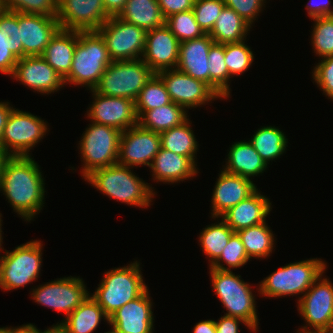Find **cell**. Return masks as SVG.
<instances>
[{
	"instance_id": "cell-53",
	"label": "cell",
	"mask_w": 333,
	"mask_h": 333,
	"mask_svg": "<svg viewBox=\"0 0 333 333\" xmlns=\"http://www.w3.org/2000/svg\"><path fill=\"white\" fill-rule=\"evenodd\" d=\"M193 333H216L215 320H201L194 326Z\"/></svg>"
},
{
	"instance_id": "cell-7",
	"label": "cell",
	"mask_w": 333,
	"mask_h": 333,
	"mask_svg": "<svg viewBox=\"0 0 333 333\" xmlns=\"http://www.w3.org/2000/svg\"><path fill=\"white\" fill-rule=\"evenodd\" d=\"M154 74L141 58L112 61L93 90L100 95L136 101L140 91Z\"/></svg>"
},
{
	"instance_id": "cell-16",
	"label": "cell",
	"mask_w": 333,
	"mask_h": 333,
	"mask_svg": "<svg viewBox=\"0 0 333 333\" xmlns=\"http://www.w3.org/2000/svg\"><path fill=\"white\" fill-rule=\"evenodd\" d=\"M110 17L103 0H58L60 28L72 31H96Z\"/></svg>"
},
{
	"instance_id": "cell-9",
	"label": "cell",
	"mask_w": 333,
	"mask_h": 333,
	"mask_svg": "<svg viewBox=\"0 0 333 333\" xmlns=\"http://www.w3.org/2000/svg\"><path fill=\"white\" fill-rule=\"evenodd\" d=\"M79 141L82 156V176L85 178L98 168L117 164L121 131L107 125L92 122Z\"/></svg>"
},
{
	"instance_id": "cell-22",
	"label": "cell",
	"mask_w": 333,
	"mask_h": 333,
	"mask_svg": "<svg viewBox=\"0 0 333 333\" xmlns=\"http://www.w3.org/2000/svg\"><path fill=\"white\" fill-rule=\"evenodd\" d=\"M212 193L211 218L218 219L225 212L252 195L258 188L251 179L221 170Z\"/></svg>"
},
{
	"instance_id": "cell-61",
	"label": "cell",
	"mask_w": 333,
	"mask_h": 333,
	"mask_svg": "<svg viewBox=\"0 0 333 333\" xmlns=\"http://www.w3.org/2000/svg\"><path fill=\"white\" fill-rule=\"evenodd\" d=\"M58 333H67V332L64 331V330L58 325Z\"/></svg>"
},
{
	"instance_id": "cell-34",
	"label": "cell",
	"mask_w": 333,
	"mask_h": 333,
	"mask_svg": "<svg viewBox=\"0 0 333 333\" xmlns=\"http://www.w3.org/2000/svg\"><path fill=\"white\" fill-rule=\"evenodd\" d=\"M236 233L239 235L250 259L252 257L255 259L269 257L274 249V234L272 229L268 227V223L266 224V221L241 229Z\"/></svg>"
},
{
	"instance_id": "cell-37",
	"label": "cell",
	"mask_w": 333,
	"mask_h": 333,
	"mask_svg": "<svg viewBox=\"0 0 333 333\" xmlns=\"http://www.w3.org/2000/svg\"><path fill=\"white\" fill-rule=\"evenodd\" d=\"M172 103L162 79L154 74L140 91L136 101V111H149Z\"/></svg>"
},
{
	"instance_id": "cell-40",
	"label": "cell",
	"mask_w": 333,
	"mask_h": 333,
	"mask_svg": "<svg viewBox=\"0 0 333 333\" xmlns=\"http://www.w3.org/2000/svg\"><path fill=\"white\" fill-rule=\"evenodd\" d=\"M312 47L321 58L333 55V16L312 19Z\"/></svg>"
},
{
	"instance_id": "cell-29",
	"label": "cell",
	"mask_w": 333,
	"mask_h": 333,
	"mask_svg": "<svg viewBox=\"0 0 333 333\" xmlns=\"http://www.w3.org/2000/svg\"><path fill=\"white\" fill-rule=\"evenodd\" d=\"M186 110L172 102L149 111H136V114L141 127L160 134L184 123L189 117Z\"/></svg>"
},
{
	"instance_id": "cell-12",
	"label": "cell",
	"mask_w": 333,
	"mask_h": 333,
	"mask_svg": "<svg viewBox=\"0 0 333 333\" xmlns=\"http://www.w3.org/2000/svg\"><path fill=\"white\" fill-rule=\"evenodd\" d=\"M82 278L63 277L33 288L35 303L70 315L89 295Z\"/></svg>"
},
{
	"instance_id": "cell-13",
	"label": "cell",
	"mask_w": 333,
	"mask_h": 333,
	"mask_svg": "<svg viewBox=\"0 0 333 333\" xmlns=\"http://www.w3.org/2000/svg\"><path fill=\"white\" fill-rule=\"evenodd\" d=\"M323 276L297 300L299 314L307 324L301 329L333 327V283Z\"/></svg>"
},
{
	"instance_id": "cell-26",
	"label": "cell",
	"mask_w": 333,
	"mask_h": 333,
	"mask_svg": "<svg viewBox=\"0 0 333 333\" xmlns=\"http://www.w3.org/2000/svg\"><path fill=\"white\" fill-rule=\"evenodd\" d=\"M223 170L248 179L262 174L267 164L249 141H238L231 145Z\"/></svg>"
},
{
	"instance_id": "cell-11",
	"label": "cell",
	"mask_w": 333,
	"mask_h": 333,
	"mask_svg": "<svg viewBox=\"0 0 333 333\" xmlns=\"http://www.w3.org/2000/svg\"><path fill=\"white\" fill-rule=\"evenodd\" d=\"M96 31L105 41L112 61L142 58L147 33L145 29L115 16L110 17Z\"/></svg>"
},
{
	"instance_id": "cell-55",
	"label": "cell",
	"mask_w": 333,
	"mask_h": 333,
	"mask_svg": "<svg viewBox=\"0 0 333 333\" xmlns=\"http://www.w3.org/2000/svg\"><path fill=\"white\" fill-rule=\"evenodd\" d=\"M298 333H333V327L331 328H318V329H299Z\"/></svg>"
},
{
	"instance_id": "cell-49",
	"label": "cell",
	"mask_w": 333,
	"mask_h": 333,
	"mask_svg": "<svg viewBox=\"0 0 333 333\" xmlns=\"http://www.w3.org/2000/svg\"><path fill=\"white\" fill-rule=\"evenodd\" d=\"M331 0H309L306 10L311 19L333 16V7Z\"/></svg>"
},
{
	"instance_id": "cell-31",
	"label": "cell",
	"mask_w": 333,
	"mask_h": 333,
	"mask_svg": "<svg viewBox=\"0 0 333 333\" xmlns=\"http://www.w3.org/2000/svg\"><path fill=\"white\" fill-rule=\"evenodd\" d=\"M252 28L236 11L224 7L209 36L214 43H238L246 40V34Z\"/></svg>"
},
{
	"instance_id": "cell-57",
	"label": "cell",
	"mask_w": 333,
	"mask_h": 333,
	"mask_svg": "<svg viewBox=\"0 0 333 333\" xmlns=\"http://www.w3.org/2000/svg\"><path fill=\"white\" fill-rule=\"evenodd\" d=\"M0 333H14V327H1Z\"/></svg>"
},
{
	"instance_id": "cell-10",
	"label": "cell",
	"mask_w": 333,
	"mask_h": 333,
	"mask_svg": "<svg viewBox=\"0 0 333 333\" xmlns=\"http://www.w3.org/2000/svg\"><path fill=\"white\" fill-rule=\"evenodd\" d=\"M15 109L4 127L1 149L8 156H30V150L49 131L48 126L46 121L37 115Z\"/></svg>"
},
{
	"instance_id": "cell-33",
	"label": "cell",
	"mask_w": 333,
	"mask_h": 333,
	"mask_svg": "<svg viewBox=\"0 0 333 333\" xmlns=\"http://www.w3.org/2000/svg\"><path fill=\"white\" fill-rule=\"evenodd\" d=\"M249 142L267 165L280 158L288 146L284 132L275 126L259 128Z\"/></svg>"
},
{
	"instance_id": "cell-18",
	"label": "cell",
	"mask_w": 333,
	"mask_h": 333,
	"mask_svg": "<svg viewBox=\"0 0 333 333\" xmlns=\"http://www.w3.org/2000/svg\"><path fill=\"white\" fill-rule=\"evenodd\" d=\"M180 41L164 24L146 33L142 60L157 74L176 69L179 60Z\"/></svg>"
},
{
	"instance_id": "cell-27",
	"label": "cell",
	"mask_w": 333,
	"mask_h": 333,
	"mask_svg": "<svg viewBox=\"0 0 333 333\" xmlns=\"http://www.w3.org/2000/svg\"><path fill=\"white\" fill-rule=\"evenodd\" d=\"M77 42L78 31L60 29L41 55L63 79L70 73Z\"/></svg>"
},
{
	"instance_id": "cell-46",
	"label": "cell",
	"mask_w": 333,
	"mask_h": 333,
	"mask_svg": "<svg viewBox=\"0 0 333 333\" xmlns=\"http://www.w3.org/2000/svg\"><path fill=\"white\" fill-rule=\"evenodd\" d=\"M225 6L236 11L250 26L265 7L266 0H223Z\"/></svg>"
},
{
	"instance_id": "cell-3",
	"label": "cell",
	"mask_w": 333,
	"mask_h": 333,
	"mask_svg": "<svg viewBox=\"0 0 333 333\" xmlns=\"http://www.w3.org/2000/svg\"><path fill=\"white\" fill-rule=\"evenodd\" d=\"M111 62L105 41L97 31H78L71 70L63 79L64 84L94 89Z\"/></svg>"
},
{
	"instance_id": "cell-15",
	"label": "cell",
	"mask_w": 333,
	"mask_h": 333,
	"mask_svg": "<svg viewBox=\"0 0 333 333\" xmlns=\"http://www.w3.org/2000/svg\"><path fill=\"white\" fill-rule=\"evenodd\" d=\"M172 102L185 109L200 107L220 97L204 82L177 69L158 72Z\"/></svg>"
},
{
	"instance_id": "cell-47",
	"label": "cell",
	"mask_w": 333,
	"mask_h": 333,
	"mask_svg": "<svg viewBox=\"0 0 333 333\" xmlns=\"http://www.w3.org/2000/svg\"><path fill=\"white\" fill-rule=\"evenodd\" d=\"M163 17L166 19L172 14L192 10L195 0H157Z\"/></svg>"
},
{
	"instance_id": "cell-17",
	"label": "cell",
	"mask_w": 333,
	"mask_h": 333,
	"mask_svg": "<svg viewBox=\"0 0 333 333\" xmlns=\"http://www.w3.org/2000/svg\"><path fill=\"white\" fill-rule=\"evenodd\" d=\"M94 98L87 110L91 122L114 127L121 132L138 124L135 101L122 97L100 95L90 89Z\"/></svg>"
},
{
	"instance_id": "cell-32",
	"label": "cell",
	"mask_w": 333,
	"mask_h": 333,
	"mask_svg": "<svg viewBox=\"0 0 333 333\" xmlns=\"http://www.w3.org/2000/svg\"><path fill=\"white\" fill-rule=\"evenodd\" d=\"M189 118L179 126L160 133L161 148L189 157L195 164L198 142L196 141Z\"/></svg>"
},
{
	"instance_id": "cell-1",
	"label": "cell",
	"mask_w": 333,
	"mask_h": 333,
	"mask_svg": "<svg viewBox=\"0 0 333 333\" xmlns=\"http://www.w3.org/2000/svg\"><path fill=\"white\" fill-rule=\"evenodd\" d=\"M32 156H9L2 168L0 191L14 212L29 222L44 206L45 184Z\"/></svg>"
},
{
	"instance_id": "cell-39",
	"label": "cell",
	"mask_w": 333,
	"mask_h": 333,
	"mask_svg": "<svg viewBox=\"0 0 333 333\" xmlns=\"http://www.w3.org/2000/svg\"><path fill=\"white\" fill-rule=\"evenodd\" d=\"M245 41L225 44L224 61L230 77L244 73L254 62L253 51L245 44Z\"/></svg>"
},
{
	"instance_id": "cell-14",
	"label": "cell",
	"mask_w": 333,
	"mask_h": 333,
	"mask_svg": "<svg viewBox=\"0 0 333 333\" xmlns=\"http://www.w3.org/2000/svg\"><path fill=\"white\" fill-rule=\"evenodd\" d=\"M160 148V134L137 124L121 133L117 163L131 168L150 167Z\"/></svg>"
},
{
	"instance_id": "cell-44",
	"label": "cell",
	"mask_w": 333,
	"mask_h": 333,
	"mask_svg": "<svg viewBox=\"0 0 333 333\" xmlns=\"http://www.w3.org/2000/svg\"><path fill=\"white\" fill-rule=\"evenodd\" d=\"M225 7L223 0H195L193 12L196 22L205 34H209L217 17Z\"/></svg>"
},
{
	"instance_id": "cell-36",
	"label": "cell",
	"mask_w": 333,
	"mask_h": 333,
	"mask_svg": "<svg viewBox=\"0 0 333 333\" xmlns=\"http://www.w3.org/2000/svg\"><path fill=\"white\" fill-rule=\"evenodd\" d=\"M199 236L202 251L210 258V266L220 257L234 231L221 219L203 228Z\"/></svg>"
},
{
	"instance_id": "cell-45",
	"label": "cell",
	"mask_w": 333,
	"mask_h": 333,
	"mask_svg": "<svg viewBox=\"0 0 333 333\" xmlns=\"http://www.w3.org/2000/svg\"><path fill=\"white\" fill-rule=\"evenodd\" d=\"M317 64L312 72V80L325 96L333 100V55L320 59Z\"/></svg>"
},
{
	"instance_id": "cell-38",
	"label": "cell",
	"mask_w": 333,
	"mask_h": 333,
	"mask_svg": "<svg viewBox=\"0 0 333 333\" xmlns=\"http://www.w3.org/2000/svg\"><path fill=\"white\" fill-rule=\"evenodd\" d=\"M165 24L180 41L192 40L205 35L196 22L193 10L172 14L165 19Z\"/></svg>"
},
{
	"instance_id": "cell-4",
	"label": "cell",
	"mask_w": 333,
	"mask_h": 333,
	"mask_svg": "<svg viewBox=\"0 0 333 333\" xmlns=\"http://www.w3.org/2000/svg\"><path fill=\"white\" fill-rule=\"evenodd\" d=\"M140 268V263L136 260L127 266L105 272L98 288L90 294L108 318L147 289Z\"/></svg>"
},
{
	"instance_id": "cell-35",
	"label": "cell",
	"mask_w": 333,
	"mask_h": 333,
	"mask_svg": "<svg viewBox=\"0 0 333 333\" xmlns=\"http://www.w3.org/2000/svg\"><path fill=\"white\" fill-rule=\"evenodd\" d=\"M225 44L213 43L208 53V67L210 74V88L223 99L230 96L231 80L224 61Z\"/></svg>"
},
{
	"instance_id": "cell-42",
	"label": "cell",
	"mask_w": 333,
	"mask_h": 333,
	"mask_svg": "<svg viewBox=\"0 0 333 333\" xmlns=\"http://www.w3.org/2000/svg\"><path fill=\"white\" fill-rule=\"evenodd\" d=\"M0 32L5 45L18 58H23V46L20 40L19 12L0 9Z\"/></svg>"
},
{
	"instance_id": "cell-43",
	"label": "cell",
	"mask_w": 333,
	"mask_h": 333,
	"mask_svg": "<svg viewBox=\"0 0 333 333\" xmlns=\"http://www.w3.org/2000/svg\"><path fill=\"white\" fill-rule=\"evenodd\" d=\"M0 8L25 14L57 16L58 0H0Z\"/></svg>"
},
{
	"instance_id": "cell-25",
	"label": "cell",
	"mask_w": 333,
	"mask_h": 333,
	"mask_svg": "<svg viewBox=\"0 0 333 333\" xmlns=\"http://www.w3.org/2000/svg\"><path fill=\"white\" fill-rule=\"evenodd\" d=\"M195 166L189 157L160 148L149 168L154 181L173 184L196 176L199 172Z\"/></svg>"
},
{
	"instance_id": "cell-59",
	"label": "cell",
	"mask_w": 333,
	"mask_h": 333,
	"mask_svg": "<svg viewBox=\"0 0 333 333\" xmlns=\"http://www.w3.org/2000/svg\"><path fill=\"white\" fill-rule=\"evenodd\" d=\"M48 333H58V324L52 325Z\"/></svg>"
},
{
	"instance_id": "cell-52",
	"label": "cell",
	"mask_w": 333,
	"mask_h": 333,
	"mask_svg": "<svg viewBox=\"0 0 333 333\" xmlns=\"http://www.w3.org/2000/svg\"><path fill=\"white\" fill-rule=\"evenodd\" d=\"M13 109L9 102H0V149L4 127Z\"/></svg>"
},
{
	"instance_id": "cell-2",
	"label": "cell",
	"mask_w": 333,
	"mask_h": 333,
	"mask_svg": "<svg viewBox=\"0 0 333 333\" xmlns=\"http://www.w3.org/2000/svg\"><path fill=\"white\" fill-rule=\"evenodd\" d=\"M131 167L114 164L98 168L85 177L97 190L109 198L138 208H147L155 196L154 187L135 175Z\"/></svg>"
},
{
	"instance_id": "cell-56",
	"label": "cell",
	"mask_w": 333,
	"mask_h": 333,
	"mask_svg": "<svg viewBox=\"0 0 333 333\" xmlns=\"http://www.w3.org/2000/svg\"><path fill=\"white\" fill-rule=\"evenodd\" d=\"M8 157L9 156L2 149H0V179H1L3 164Z\"/></svg>"
},
{
	"instance_id": "cell-58",
	"label": "cell",
	"mask_w": 333,
	"mask_h": 333,
	"mask_svg": "<svg viewBox=\"0 0 333 333\" xmlns=\"http://www.w3.org/2000/svg\"><path fill=\"white\" fill-rule=\"evenodd\" d=\"M1 216H2V214L0 213V252H1V250H3L2 249V245H1L3 243V241H2L3 238H2V224H1L2 223V219H1Z\"/></svg>"
},
{
	"instance_id": "cell-48",
	"label": "cell",
	"mask_w": 333,
	"mask_h": 333,
	"mask_svg": "<svg viewBox=\"0 0 333 333\" xmlns=\"http://www.w3.org/2000/svg\"><path fill=\"white\" fill-rule=\"evenodd\" d=\"M18 60L5 45L4 36L0 32V72L11 76Z\"/></svg>"
},
{
	"instance_id": "cell-8",
	"label": "cell",
	"mask_w": 333,
	"mask_h": 333,
	"mask_svg": "<svg viewBox=\"0 0 333 333\" xmlns=\"http://www.w3.org/2000/svg\"><path fill=\"white\" fill-rule=\"evenodd\" d=\"M42 244L32 240L0 256V288L4 291L25 287L38 279L42 267Z\"/></svg>"
},
{
	"instance_id": "cell-51",
	"label": "cell",
	"mask_w": 333,
	"mask_h": 333,
	"mask_svg": "<svg viewBox=\"0 0 333 333\" xmlns=\"http://www.w3.org/2000/svg\"><path fill=\"white\" fill-rule=\"evenodd\" d=\"M127 0H103L106 14L109 17H115L123 10Z\"/></svg>"
},
{
	"instance_id": "cell-6",
	"label": "cell",
	"mask_w": 333,
	"mask_h": 333,
	"mask_svg": "<svg viewBox=\"0 0 333 333\" xmlns=\"http://www.w3.org/2000/svg\"><path fill=\"white\" fill-rule=\"evenodd\" d=\"M209 273L212 288L227 311L224 315L242 319L256 333L259 319L255 306L256 298L250 284L244 282L240 275H235L230 270L210 268Z\"/></svg>"
},
{
	"instance_id": "cell-30",
	"label": "cell",
	"mask_w": 333,
	"mask_h": 333,
	"mask_svg": "<svg viewBox=\"0 0 333 333\" xmlns=\"http://www.w3.org/2000/svg\"><path fill=\"white\" fill-rule=\"evenodd\" d=\"M117 17L146 31L165 24L157 0H127Z\"/></svg>"
},
{
	"instance_id": "cell-28",
	"label": "cell",
	"mask_w": 333,
	"mask_h": 333,
	"mask_svg": "<svg viewBox=\"0 0 333 333\" xmlns=\"http://www.w3.org/2000/svg\"><path fill=\"white\" fill-rule=\"evenodd\" d=\"M101 319L109 323L102 307L89 295L70 315L57 324L67 333H93Z\"/></svg>"
},
{
	"instance_id": "cell-60",
	"label": "cell",
	"mask_w": 333,
	"mask_h": 333,
	"mask_svg": "<svg viewBox=\"0 0 333 333\" xmlns=\"http://www.w3.org/2000/svg\"><path fill=\"white\" fill-rule=\"evenodd\" d=\"M106 333H122V332H119V331H117L116 329H114V328L112 327V330H110V331H108V332H106Z\"/></svg>"
},
{
	"instance_id": "cell-50",
	"label": "cell",
	"mask_w": 333,
	"mask_h": 333,
	"mask_svg": "<svg viewBox=\"0 0 333 333\" xmlns=\"http://www.w3.org/2000/svg\"><path fill=\"white\" fill-rule=\"evenodd\" d=\"M239 323L244 324V326H247L249 330L254 332L250 325L242 319L223 315L218 319V321H215L216 333H239Z\"/></svg>"
},
{
	"instance_id": "cell-21",
	"label": "cell",
	"mask_w": 333,
	"mask_h": 333,
	"mask_svg": "<svg viewBox=\"0 0 333 333\" xmlns=\"http://www.w3.org/2000/svg\"><path fill=\"white\" fill-rule=\"evenodd\" d=\"M147 288L109 317V325L122 333H154L152 301Z\"/></svg>"
},
{
	"instance_id": "cell-5",
	"label": "cell",
	"mask_w": 333,
	"mask_h": 333,
	"mask_svg": "<svg viewBox=\"0 0 333 333\" xmlns=\"http://www.w3.org/2000/svg\"><path fill=\"white\" fill-rule=\"evenodd\" d=\"M326 269V262L320 258L289 263L261 280L258 292L269 298L304 295Z\"/></svg>"
},
{
	"instance_id": "cell-24",
	"label": "cell",
	"mask_w": 333,
	"mask_h": 333,
	"mask_svg": "<svg viewBox=\"0 0 333 333\" xmlns=\"http://www.w3.org/2000/svg\"><path fill=\"white\" fill-rule=\"evenodd\" d=\"M268 197L258 192V189L249 197L240 201L225 212L220 218L234 231L249 228L266 221L272 210Z\"/></svg>"
},
{
	"instance_id": "cell-19",
	"label": "cell",
	"mask_w": 333,
	"mask_h": 333,
	"mask_svg": "<svg viewBox=\"0 0 333 333\" xmlns=\"http://www.w3.org/2000/svg\"><path fill=\"white\" fill-rule=\"evenodd\" d=\"M20 84L40 92L51 94L64 87L63 78L49 65L42 56H26L20 58L11 75Z\"/></svg>"
},
{
	"instance_id": "cell-23",
	"label": "cell",
	"mask_w": 333,
	"mask_h": 333,
	"mask_svg": "<svg viewBox=\"0 0 333 333\" xmlns=\"http://www.w3.org/2000/svg\"><path fill=\"white\" fill-rule=\"evenodd\" d=\"M214 40L205 34L202 37L180 43L176 69L206 83L210 87L208 53Z\"/></svg>"
},
{
	"instance_id": "cell-54",
	"label": "cell",
	"mask_w": 333,
	"mask_h": 333,
	"mask_svg": "<svg viewBox=\"0 0 333 333\" xmlns=\"http://www.w3.org/2000/svg\"><path fill=\"white\" fill-rule=\"evenodd\" d=\"M49 331H50V327L47 330L45 329L42 332L39 329H37V327L35 325H33L32 323H29L26 325L24 324L22 326L14 328V333H48Z\"/></svg>"
},
{
	"instance_id": "cell-20",
	"label": "cell",
	"mask_w": 333,
	"mask_h": 333,
	"mask_svg": "<svg viewBox=\"0 0 333 333\" xmlns=\"http://www.w3.org/2000/svg\"><path fill=\"white\" fill-rule=\"evenodd\" d=\"M23 57L41 56L54 35L61 29L57 16L19 13Z\"/></svg>"
},
{
	"instance_id": "cell-41",
	"label": "cell",
	"mask_w": 333,
	"mask_h": 333,
	"mask_svg": "<svg viewBox=\"0 0 333 333\" xmlns=\"http://www.w3.org/2000/svg\"><path fill=\"white\" fill-rule=\"evenodd\" d=\"M250 260L248 257L245 247L239 237V235L234 232L228 244L222 250L220 257L210 266V268L218 270H230L233 268H240L247 264ZM223 262H225L226 267Z\"/></svg>"
}]
</instances>
